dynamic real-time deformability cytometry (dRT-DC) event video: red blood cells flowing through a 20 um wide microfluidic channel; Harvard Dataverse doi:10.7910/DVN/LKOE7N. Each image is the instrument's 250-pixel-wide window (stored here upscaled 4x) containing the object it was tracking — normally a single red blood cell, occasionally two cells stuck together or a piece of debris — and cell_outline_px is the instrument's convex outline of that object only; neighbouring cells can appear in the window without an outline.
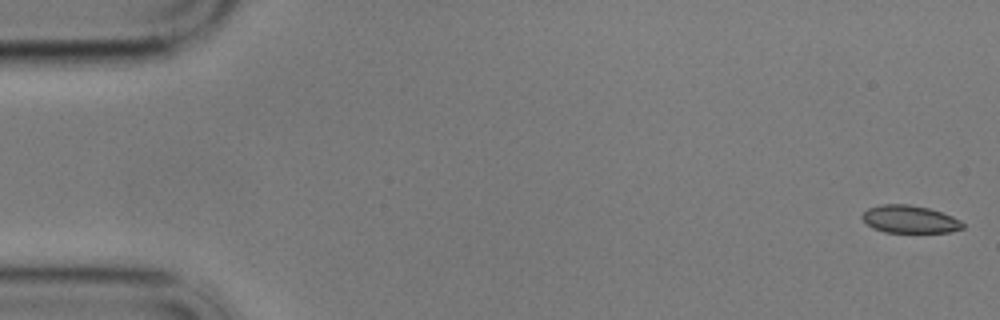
{"species": "common noctule bat (a hibernating species)", "species_latin": "Nyctalus noctula", "temperature_condition": "cold", "stored_images_in_passage": 58, "camera_frame_rate_fps": 3000, "um_per_image_px": 0.085, "animal": {"sex": "male", "body_mass_g": 17.9}, "frame": {"image": 1, "passage_image": 1, "time_ms": 0.0, "image_size_px": [1000, 320], "cell_outline_px": [[964, 228], [948, 232], [884, 232], [872, 228], [860, 216], [868, 208], [880, 204], [908, 204], [928, 208], [952, 216], [960, 220], [964, 224]], "centroid_in_image_um": [77.31, 18.63], "position_along_channel_um": 7.7, "area_um2": 16.13}}
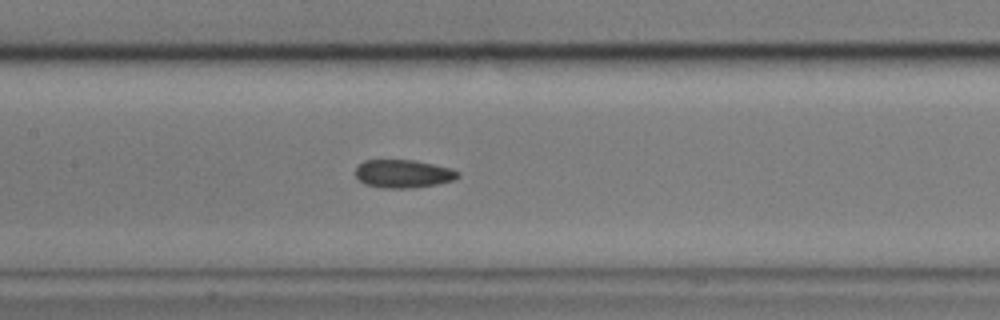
{"frame": {"image": 2, "passage_image": 27, "time_ms": 8.667, "image_size_px": [1000, 320], "cell_outline_px": [[460, 176], [456, 180], [436, 184], [412, 188], [380, 188], [364, 184], [356, 176], [356, 168], [364, 160], [416, 160], [452, 168], [460, 172]], "centroid_in_image_um": [34.31, 14.77], "position_along_channel_um": 173.1, "area_um2": 16.99}}
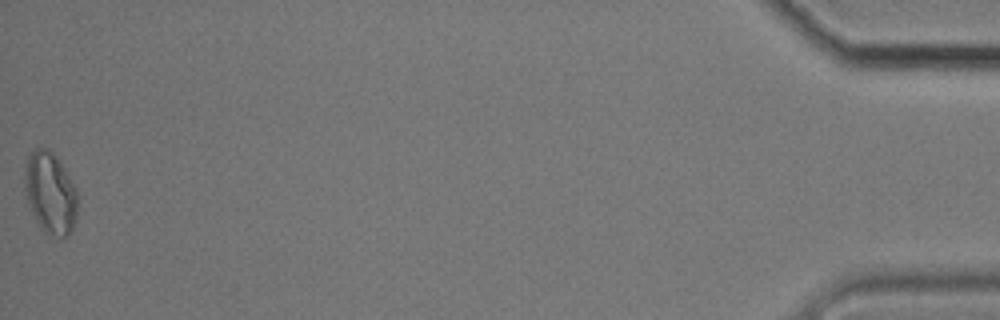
{"frame": {"image": 3, "passage_image": 58, "time_ms": 19.0, "image_size_px": [1000, 320], "cell_outline_px": [[76, 220], [72, 228], [64, 236], [48, 236], [40, 228], [32, 212], [24, 188], [24, 176], [28, 156], [36, 148], [48, 148], [56, 156], [64, 168], [76, 188]], "centroid_in_image_um": [4.26, 16.4], "position_along_channel_um": 430.9, "area_um2": 24.85}, "authors_computed_cell_mechanics": {"area_um2": 16.9065, "velocity_mm_per_s": 3.4294, "shape_relaxation_time_tau1_ms": 6.8344, "shape_relaxation_time_tau2_ms": 4.6577, "deformation_change_tau1": 0.1254, "deformation_change_tau2": 0.1061}}